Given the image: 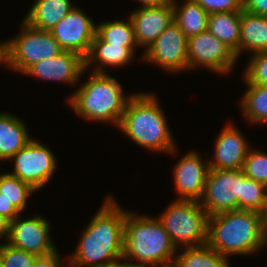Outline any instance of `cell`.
<instances>
[{
    "instance_id": "1",
    "label": "cell",
    "mask_w": 267,
    "mask_h": 267,
    "mask_svg": "<svg viewBox=\"0 0 267 267\" xmlns=\"http://www.w3.org/2000/svg\"><path fill=\"white\" fill-rule=\"evenodd\" d=\"M126 211L108 196L81 234L69 267H106L123 260Z\"/></svg>"
},
{
    "instance_id": "2",
    "label": "cell",
    "mask_w": 267,
    "mask_h": 267,
    "mask_svg": "<svg viewBox=\"0 0 267 267\" xmlns=\"http://www.w3.org/2000/svg\"><path fill=\"white\" fill-rule=\"evenodd\" d=\"M176 246L158 218L126 211L123 260L140 267L174 263ZM132 260H136L135 263Z\"/></svg>"
},
{
    "instance_id": "3",
    "label": "cell",
    "mask_w": 267,
    "mask_h": 267,
    "mask_svg": "<svg viewBox=\"0 0 267 267\" xmlns=\"http://www.w3.org/2000/svg\"><path fill=\"white\" fill-rule=\"evenodd\" d=\"M207 245L227 258L255 254L266 246L261 213L237 209L209 216Z\"/></svg>"
},
{
    "instance_id": "4",
    "label": "cell",
    "mask_w": 267,
    "mask_h": 267,
    "mask_svg": "<svg viewBox=\"0 0 267 267\" xmlns=\"http://www.w3.org/2000/svg\"><path fill=\"white\" fill-rule=\"evenodd\" d=\"M118 128L150 151L168 154L176 151L166 116L153 93H133Z\"/></svg>"
},
{
    "instance_id": "5",
    "label": "cell",
    "mask_w": 267,
    "mask_h": 267,
    "mask_svg": "<svg viewBox=\"0 0 267 267\" xmlns=\"http://www.w3.org/2000/svg\"><path fill=\"white\" fill-rule=\"evenodd\" d=\"M91 73L88 80L70 95L68 104L84 119L109 121L119 126L133 94L125 96L122 85L109 73Z\"/></svg>"
},
{
    "instance_id": "6",
    "label": "cell",
    "mask_w": 267,
    "mask_h": 267,
    "mask_svg": "<svg viewBox=\"0 0 267 267\" xmlns=\"http://www.w3.org/2000/svg\"><path fill=\"white\" fill-rule=\"evenodd\" d=\"M208 217L198 201L176 199L157 218L178 249L207 244Z\"/></svg>"
},
{
    "instance_id": "7",
    "label": "cell",
    "mask_w": 267,
    "mask_h": 267,
    "mask_svg": "<svg viewBox=\"0 0 267 267\" xmlns=\"http://www.w3.org/2000/svg\"><path fill=\"white\" fill-rule=\"evenodd\" d=\"M21 33L6 41V67L24 73L34 63L48 60L64 50L50 31L39 30L21 21Z\"/></svg>"
},
{
    "instance_id": "8",
    "label": "cell",
    "mask_w": 267,
    "mask_h": 267,
    "mask_svg": "<svg viewBox=\"0 0 267 267\" xmlns=\"http://www.w3.org/2000/svg\"><path fill=\"white\" fill-rule=\"evenodd\" d=\"M242 169H209L199 201L208 216L239 209Z\"/></svg>"
},
{
    "instance_id": "9",
    "label": "cell",
    "mask_w": 267,
    "mask_h": 267,
    "mask_svg": "<svg viewBox=\"0 0 267 267\" xmlns=\"http://www.w3.org/2000/svg\"><path fill=\"white\" fill-rule=\"evenodd\" d=\"M51 149L32 139L10 159L14 161L13 172L9 173L29 184L33 189L40 190L47 185L57 160Z\"/></svg>"
},
{
    "instance_id": "10",
    "label": "cell",
    "mask_w": 267,
    "mask_h": 267,
    "mask_svg": "<svg viewBox=\"0 0 267 267\" xmlns=\"http://www.w3.org/2000/svg\"><path fill=\"white\" fill-rule=\"evenodd\" d=\"M187 54L188 70L201 66L224 75L237 62L235 53L208 30L188 38Z\"/></svg>"
},
{
    "instance_id": "11",
    "label": "cell",
    "mask_w": 267,
    "mask_h": 267,
    "mask_svg": "<svg viewBox=\"0 0 267 267\" xmlns=\"http://www.w3.org/2000/svg\"><path fill=\"white\" fill-rule=\"evenodd\" d=\"M187 43L188 38L173 21L141 57L170 73L185 71L188 70Z\"/></svg>"
},
{
    "instance_id": "12",
    "label": "cell",
    "mask_w": 267,
    "mask_h": 267,
    "mask_svg": "<svg viewBox=\"0 0 267 267\" xmlns=\"http://www.w3.org/2000/svg\"><path fill=\"white\" fill-rule=\"evenodd\" d=\"M20 217L19 215L10 221V231L6 241L8 244L36 256H46L57 251L50 237L51 224L47 218L44 219L37 214L29 219Z\"/></svg>"
},
{
    "instance_id": "13",
    "label": "cell",
    "mask_w": 267,
    "mask_h": 267,
    "mask_svg": "<svg viewBox=\"0 0 267 267\" xmlns=\"http://www.w3.org/2000/svg\"><path fill=\"white\" fill-rule=\"evenodd\" d=\"M50 32L64 51L76 52L85 58L96 35V24L75 6Z\"/></svg>"
},
{
    "instance_id": "14",
    "label": "cell",
    "mask_w": 267,
    "mask_h": 267,
    "mask_svg": "<svg viewBox=\"0 0 267 267\" xmlns=\"http://www.w3.org/2000/svg\"><path fill=\"white\" fill-rule=\"evenodd\" d=\"M200 156L196 151L188 152L174 166L173 181L179 196L177 200H201L209 168L208 159L203 161Z\"/></svg>"
},
{
    "instance_id": "15",
    "label": "cell",
    "mask_w": 267,
    "mask_h": 267,
    "mask_svg": "<svg viewBox=\"0 0 267 267\" xmlns=\"http://www.w3.org/2000/svg\"><path fill=\"white\" fill-rule=\"evenodd\" d=\"M85 59L72 51H63L48 60H41L30 66L23 74L42 80L75 84L85 72Z\"/></svg>"
},
{
    "instance_id": "16",
    "label": "cell",
    "mask_w": 267,
    "mask_h": 267,
    "mask_svg": "<svg viewBox=\"0 0 267 267\" xmlns=\"http://www.w3.org/2000/svg\"><path fill=\"white\" fill-rule=\"evenodd\" d=\"M129 18L134 28V36L138 47L144 51L174 21L172 4L164 6L139 7Z\"/></svg>"
},
{
    "instance_id": "17",
    "label": "cell",
    "mask_w": 267,
    "mask_h": 267,
    "mask_svg": "<svg viewBox=\"0 0 267 267\" xmlns=\"http://www.w3.org/2000/svg\"><path fill=\"white\" fill-rule=\"evenodd\" d=\"M214 158L207 161L209 169H242L249 151L244 135L234 125L228 124L217 136Z\"/></svg>"
},
{
    "instance_id": "18",
    "label": "cell",
    "mask_w": 267,
    "mask_h": 267,
    "mask_svg": "<svg viewBox=\"0 0 267 267\" xmlns=\"http://www.w3.org/2000/svg\"><path fill=\"white\" fill-rule=\"evenodd\" d=\"M135 47L111 45L104 42L97 34L92 40L90 51L85 59V70L97 62L95 73H108L105 66L118 67L128 64L134 57Z\"/></svg>"
},
{
    "instance_id": "19",
    "label": "cell",
    "mask_w": 267,
    "mask_h": 267,
    "mask_svg": "<svg viewBox=\"0 0 267 267\" xmlns=\"http://www.w3.org/2000/svg\"><path fill=\"white\" fill-rule=\"evenodd\" d=\"M71 1L35 0L23 21L35 29L50 31L75 7Z\"/></svg>"
},
{
    "instance_id": "20",
    "label": "cell",
    "mask_w": 267,
    "mask_h": 267,
    "mask_svg": "<svg viewBox=\"0 0 267 267\" xmlns=\"http://www.w3.org/2000/svg\"><path fill=\"white\" fill-rule=\"evenodd\" d=\"M27 131L19 117L0 112V161L10 160L33 139Z\"/></svg>"
},
{
    "instance_id": "21",
    "label": "cell",
    "mask_w": 267,
    "mask_h": 267,
    "mask_svg": "<svg viewBox=\"0 0 267 267\" xmlns=\"http://www.w3.org/2000/svg\"><path fill=\"white\" fill-rule=\"evenodd\" d=\"M251 54L267 51V17L241 11L239 56L243 51Z\"/></svg>"
},
{
    "instance_id": "22",
    "label": "cell",
    "mask_w": 267,
    "mask_h": 267,
    "mask_svg": "<svg viewBox=\"0 0 267 267\" xmlns=\"http://www.w3.org/2000/svg\"><path fill=\"white\" fill-rule=\"evenodd\" d=\"M241 11L216 12L208 16L207 30L239 58Z\"/></svg>"
},
{
    "instance_id": "23",
    "label": "cell",
    "mask_w": 267,
    "mask_h": 267,
    "mask_svg": "<svg viewBox=\"0 0 267 267\" xmlns=\"http://www.w3.org/2000/svg\"><path fill=\"white\" fill-rule=\"evenodd\" d=\"M172 6L174 22L187 38L207 30L209 14L195 0H186L181 5L173 0Z\"/></svg>"
},
{
    "instance_id": "24",
    "label": "cell",
    "mask_w": 267,
    "mask_h": 267,
    "mask_svg": "<svg viewBox=\"0 0 267 267\" xmlns=\"http://www.w3.org/2000/svg\"><path fill=\"white\" fill-rule=\"evenodd\" d=\"M229 258L222 256L207 244L186 247L174 259L176 267H230Z\"/></svg>"
},
{
    "instance_id": "25",
    "label": "cell",
    "mask_w": 267,
    "mask_h": 267,
    "mask_svg": "<svg viewBox=\"0 0 267 267\" xmlns=\"http://www.w3.org/2000/svg\"><path fill=\"white\" fill-rule=\"evenodd\" d=\"M246 85L248 88L240 103L246 121L267 124V86Z\"/></svg>"
},
{
    "instance_id": "26",
    "label": "cell",
    "mask_w": 267,
    "mask_h": 267,
    "mask_svg": "<svg viewBox=\"0 0 267 267\" xmlns=\"http://www.w3.org/2000/svg\"><path fill=\"white\" fill-rule=\"evenodd\" d=\"M96 24V34L106 43L124 47H138L130 18Z\"/></svg>"
},
{
    "instance_id": "27",
    "label": "cell",
    "mask_w": 267,
    "mask_h": 267,
    "mask_svg": "<svg viewBox=\"0 0 267 267\" xmlns=\"http://www.w3.org/2000/svg\"><path fill=\"white\" fill-rule=\"evenodd\" d=\"M29 184L9 173L0 174V193L21 213L27 206L29 196L35 193Z\"/></svg>"
},
{
    "instance_id": "28",
    "label": "cell",
    "mask_w": 267,
    "mask_h": 267,
    "mask_svg": "<svg viewBox=\"0 0 267 267\" xmlns=\"http://www.w3.org/2000/svg\"><path fill=\"white\" fill-rule=\"evenodd\" d=\"M267 198V186L245 176L242 169V190L239 209L261 212Z\"/></svg>"
},
{
    "instance_id": "29",
    "label": "cell",
    "mask_w": 267,
    "mask_h": 267,
    "mask_svg": "<svg viewBox=\"0 0 267 267\" xmlns=\"http://www.w3.org/2000/svg\"><path fill=\"white\" fill-rule=\"evenodd\" d=\"M243 172L246 177L267 186V153L250 150L245 158Z\"/></svg>"
},
{
    "instance_id": "30",
    "label": "cell",
    "mask_w": 267,
    "mask_h": 267,
    "mask_svg": "<svg viewBox=\"0 0 267 267\" xmlns=\"http://www.w3.org/2000/svg\"><path fill=\"white\" fill-rule=\"evenodd\" d=\"M251 57L245 68L243 81L245 84L267 86V51L251 54Z\"/></svg>"
},
{
    "instance_id": "31",
    "label": "cell",
    "mask_w": 267,
    "mask_h": 267,
    "mask_svg": "<svg viewBox=\"0 0 267 267\" xmlns=\"http://www.w3.org/2000/svg\"><path fill=\"white\" fill-rule=\"evenodd\" d=\"M38 256L13 247L5 242L0 244V260L3 267H32Z\"/></svg>"
},
{
    "instance_id": "32",
    "label": "cell",
    "mask_w": 267,
    "mask_h": 267,
    "mask_svg": "<svg viewBox=\"0 0 267 267\" xmlns=\"http://www.w3.org/2000/svg\"><path fill=\"white\" fill-rule=\"evenodd\" d=\"M208 14L243 10V0H195Z\"/></svg>"
},
{
    "instance_id": "33",
    "label": "cell",
    "mask_w": 267,
    "mask_h": 267,
    "mask_svg": "<svg viewBox=\"0 0 267 267\" xmlns=\"http://www.w3.org/2000/svg\"><path fill=\"white\" fill-rule=\"evenodd\" d=\"M61 259L62 258L59 256L58 251H55L50 255L38 256L32 267H69V264H64Z\"/></svg>"
},
{
    "instance_id": "34",
    "label": "cell",
    "mask_w": 267,
    "mask_h": 267,
    "mask_svg": "<svg viewBox=\"0 0 267 267\" xmlns=\"http://www.w3.org/2000/svg\"><path fill=\"white\" fill-rule=\"evenodd\" d=\"M243 10L267 17V0H243Z\"/></svg>"
},
{
    "instance_id": "35",
    "label": "cell",
    "mask_w": 267,
    "mask_h": 267,
    "mask_svg": "<svg viewBox=\"0 0 267 267\" xmlns=\"http://www.w3.org/2000/svg\"><path fill=\"white\" fill-rule=\"evenodd\" d=\"M0 215H3L10 221L20 215V212L13 206L12 202L8 201L0 193Z\"/></svg>"
},
{
    "instance_id": "36",
    "label": "cell",
    "mask_w": 267,
    "mask_h": 267,
    "mask_svg": "<svg viewBox=\"0 0 267 267\" xmlns=\"http://www.w3.org/2000/svg\"><path fill=\"white\" fill-rule=\"evenodd\" d=\"M10 231V220L0 215V239L1 237H5V240L8 239Z\"/></svg>"
},
{
    "instance_id": "37",
    "label": "cell",
    "mask_w": 267,
    "mask_h": 267,
    "mask_svg": "<svg viewBox=\"0 0 267 267\" xmlns=\"http://www.w3.org/2000/svg\"><path fill=\"white\" fill-rule=\"evenodd\" d=\"M261 213L262 235L265 244L267 245V198Z\"/></svg>"
},
{
    "instance_id": "38",
    "label": "cell",
    "mask_w": 267,
    "mask_h": 267,
    "mask_svg": "<svg viewBox=\"0 0 267 267\" xmlns=\"http://www.w3.org/2000/svg\"><path fill=\"white\" fill-rule=\"evenodd\" d=\"M141 3V7L150 6H164L167 4H172L173 0H138Z\"/></svg>"
},
{
    "instance_id": "39",
    "label": "cell",
    "mask_w": 267,
    "mask_h": 267,
    "mask_svg": "<svg viewBox=\"0 0 267 267\" xmlns=\"http://www.w3.org/2000/svg\"><path fill=\"white\" fill-rule=\"evenodd\" d=\"M0 63L4 65L7 63L6 41L0 43Z\"/></svg>"
},
{
    "instance_id": "40",
    "label": "cell",
    "mask_w": 267,
    "mask_h": 267,
    "mask_svg": "<svg viewBox=\"0 0 267 267\" xmlns=\"http://www.w3.org/2000/svg\"><path fill=\"white\" fill-rule=\"evenodd\" d=\"M106 267H140V266H136L135 264L129 263V262H124V260L121 262H116L114 264L111 265H107Z\"/></svg>"
},
{
    "instance_id": "41",
    "label": "cell",
    "mask_w": 267,
    "mask_h": 267,
    "mask_svg": "<svg viewBox=\"0 0 267 267\" xmlns=\"http://www.w3.org/2000/svg\"><path fill=\"white\" fill-rule=\"evenodd\" d=\"M158 267H176V266H175L174 263H173V264H170V265L158 266Z\"/></svg>"
}]
</instances>
